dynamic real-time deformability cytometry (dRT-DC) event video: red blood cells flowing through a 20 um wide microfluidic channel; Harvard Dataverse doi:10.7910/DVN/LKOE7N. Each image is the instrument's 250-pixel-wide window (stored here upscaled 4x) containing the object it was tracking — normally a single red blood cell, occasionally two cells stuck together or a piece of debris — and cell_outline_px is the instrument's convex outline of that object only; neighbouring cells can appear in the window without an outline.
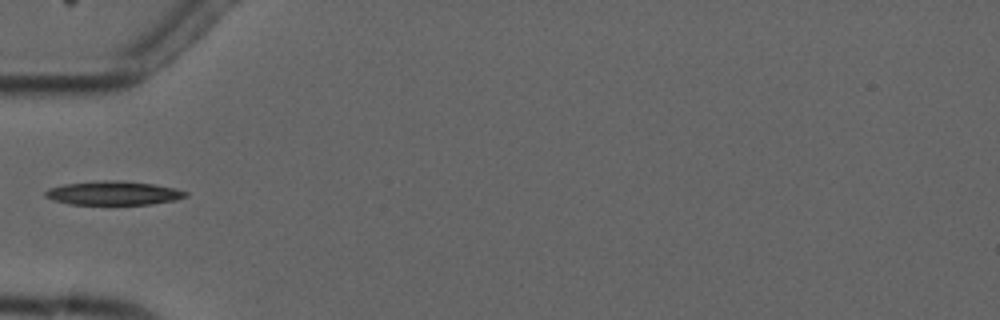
{"species": "common noctule bat (a hibernating species)", "species_latin": "Nyctalus noctula", "temperature_condition": "cold", "stored_images_in_passage": 4, "camera_frame_rate_fps": 3000, "um_per_image_px": 0.085, "animal": {"sex": "male", "forearm_length_mm": 52.5}, "frame": {"image": 1, "passage_image": 3, "time_ms": 2.333, "image_size_px": [1000, 320], "cell_outline_px": [[188, 196], [176, 200], [152, 204], [68, 204], [52, 200], [44, 196], [44, 192], [48, 188], [64, 184], [104, 180], [116, 180], [152, 184], [176, 188], [188, 192]], "centroid_in_image_um": [9.63, 16.41], "position_along_channel_um": 75.4, "area_um2": 19.54}}
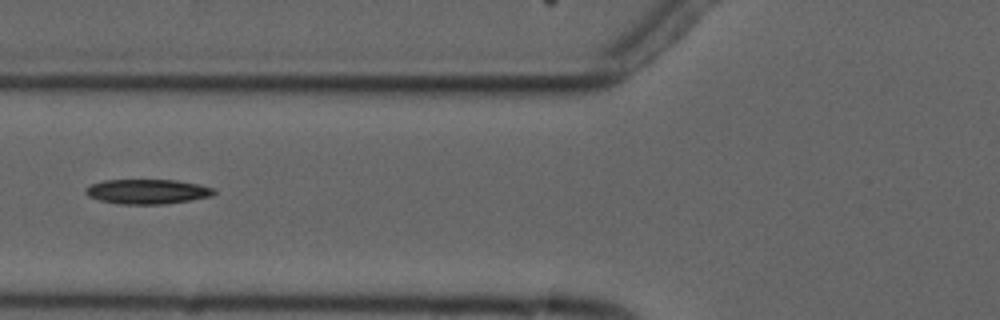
{"frame": {"image": 2, "passage_image": 4, "time_ms": 3.333, "image_size_px": [1000, 320], "cell_outline_px": [[216, 192], [212, 196], [192, 200], [164, 204], [120, 204], [100, 200], [88, 196], [84, 192], [84, 188], [88, 184], [104, 180], [176, 180], [200, 184], [212, 188]], "centroid_in_image_um": [12.5, 16.28], "position_along_channel_um": 113.3, "area_um2": 18.67}}